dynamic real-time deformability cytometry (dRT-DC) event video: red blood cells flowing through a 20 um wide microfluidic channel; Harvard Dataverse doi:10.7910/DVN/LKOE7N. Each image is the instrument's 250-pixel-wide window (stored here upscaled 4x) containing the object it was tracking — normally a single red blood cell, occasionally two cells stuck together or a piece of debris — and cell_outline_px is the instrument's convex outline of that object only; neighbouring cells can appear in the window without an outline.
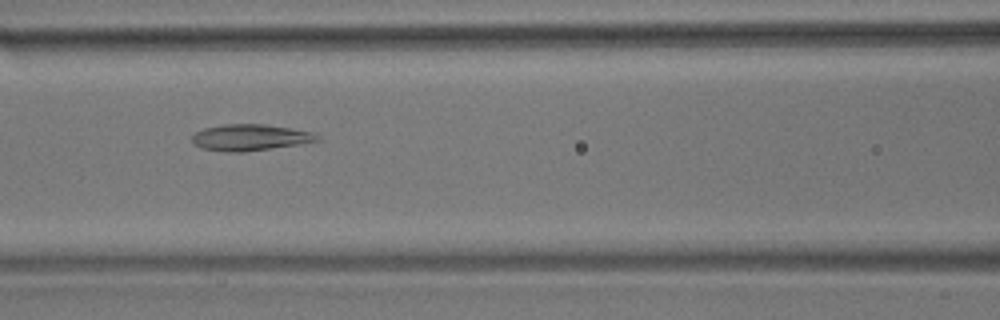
{"species": "common noctule bat (a hibernating species)", "species_latin": "Nyctalus noctula", "temperature_condition": "room temperature", "stored_images_in_passage": 8, "camera_frame_rate_fps": 3000, "um_per_image_px": 0.085, "animal": {"sex": "male", "body_mass_g": 17.9}, "frame": {"image": 1, "passage_image": 6, "time_ms": 1.667, "image_size_px": [1000, 320], "cell_outline_px": [[320, 140], [296, 144], [244, 152], [228, 152], [204, 148], [196, 144], [192, 140], [192, 136], [196, 132], [204, 128], [224, 124], [264, 124], [292, 128], [312, 132], [320, 136]], "centroid_in_image_um": [21.27, 11.67], "position_along_channel_um": 145.3, "area_um2": 18.9}}
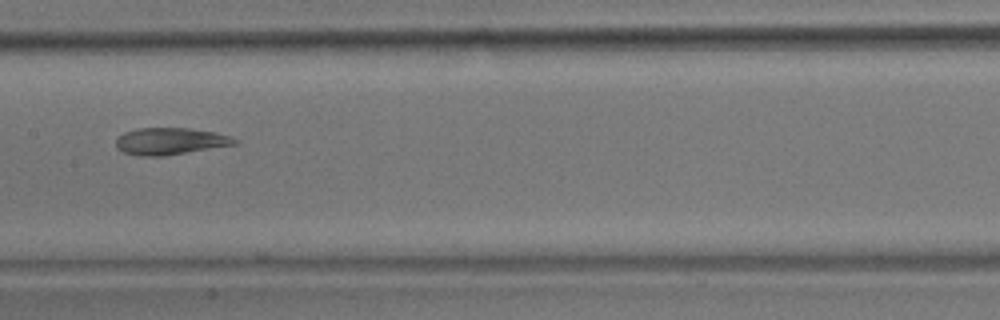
{"frame": {"image": 2, "passage_image": 7, "time_ms": 2.0, "image_size_px": [1000, 320], "cell_outline_px": [[240, 140], [236, 144], [164, 156], [140, 156], [124, 152], [116, 148], [116, 140], [124, 132], [140, 128], [188, 128], [216, 132], [232, 136]], "centroid_in_image_um": [14.5, 12.0], "position_along_channel_um": 192.9, "area_um2": 18.61}}